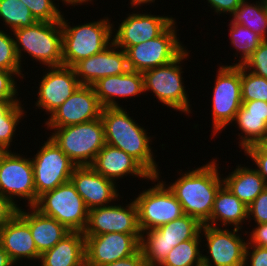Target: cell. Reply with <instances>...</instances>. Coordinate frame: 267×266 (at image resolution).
Listing matches in <instances>:
<instances>
[{
  "mask_svg": "<svg viewBox=\"0 0 267 266\" xmlns=\"http://www.w3.org/2000/svg\"><path fill=\"white\" fill-rule=\"evenodd\" d=\"M217 161L212 158L191 171L182 174L179 171L180 177L166 184L182 205L184 214L196 218L202 225L210 219L216 193L223 185Z\"/></svg>",
  "mask_w": 267,
  "mask_h": 266,
  "instance_id": "cell-1",
  "label": "cell"
},
{
  "mask_svg": "<svg viewBox=\"0 0 267 266\" xmlns=\"http://www.w3.org/2000/svg\"><path fill=\"white\" fill-rule=\"evenodd\" d=\"M129 115L122 106L102 108L105 144L125 151L152 176H157L160 170L151 147L152 137Z\"/></svg>",
  "mask_w": 267,
  "mask_h": 266,
  "instance_id": "cell-2",
  "label": "cell"
},
{
  "mask_svg": "<svg viewBox=\"0 0 267 266\" xmlns=\"http://www.w3.org/2000/svg\"><path fill=\"white\" fill-rule=\"evenodd\" d=\"M60 21L63 66L72 67L78 61L102 52L113 42L112 33L116 28L109 17L72 27L64 14Z\"/></svg>",
  "mask_w": 267,
  "mask_h": 266,
  "instance_id": "cell-3",
  "label": "cell"
},
{
  "mask_svg": "<svg viewBox=\"0 0 267 266\" xmlns=\"http://www.w3.org/2000/svg\"><path fill=\"white\" fill-rule=\"evenodd\" d=\"M13 36L21 65L25 52L44 67L63 65L61 21H37L32 26L14 30Z\"/></svg>",
  "mask_w": 267,
  "mask_h": 266,
  "instance_id": "cell-4",
  "label": "cell"
},
{
  "mask_svg": "<svg viewBox=\"0 0 267 266\" xmlns=\"http://www.w3.org/2000/svg\"><path fill=\"white\" fill-rule=\"evenodd\" d=\"M47 130L52 131L49 137L76 166H91L105 145L101 117L86 123Z\"/></svg>",
  "mask_w": 267,
  "mask_h": 266,
  "instance_id": "cell-5",
  "label": "cell"
},
{
  "mask_svg": "<svg viewBox=\"0 0 267 266\" xmlns=\"http://www.w3.org/2000/svg\"><path fill=\"white\" fill-rule=\"evenodd\" d=\"M201 228L202 224L196 218L185 214L157 229L142 232L140 249L146 266H159L180 242L202 239Z\"/></svg>",
  "mask_w": 267,
  "mask_h": 266,
  "instance_id": "cell-6",
  "label": "cell"
},
{
  "mask_svg": "<svg viewBox=\"0 0 267 266\" xmlns=\"http://www.w3.org/2000/svg\"><path fill=\"white\" fill-rule=\"evenodd\" d=\"M190 51L185 50L178 58L167 65L156 67L144 71V92L153 93V95L163 105L174 109L176 112L181 111L185 114L191 113V104L186 87L183 85L182 73L184 71L181 65L190 58ZM191 108V109H190Z\"/></svg>",
  "mask_w": 267,
  "mask_h": 266,
  "instance_id": "cell-7",
  "label": "cell"
},
{
  "mask_svg": "<svg viewBox=\"0 0 267 266\" xmlns=\"http://www.w3.org/2000/svg\"><path fill=\"white\" fill-rule=\"evenodd\" d=\"M33 207L69 231L84 232L86 229L89 210L71 180L40 195Z\"/></svg>",
  "mask_w": 267,
  "mask_h": 266,
  "instance_id": "cell-8",
  "label": "cell"
},
{
  "mask_svg": "<svg viewBox=\"0 0 267 266\" xmlns=\"http://www.w3.org/2000/svg\"><path fill=\"white\" fill-rule=\"evenodd\" d=\"M160 177L161 174L152 176L150 178L152 184L158 183L143 190L134 199L141 232L157 229L185 215L182 205Z\"/></svg>",
  "mask_w": 267,
  "mask_h": 266,
  "instance_id": "cell-9",
  "label": "cell"
},
{
  "mask_svg": "<svg viewBox=\"0 0 267 266\" xmlns=\"http://www.w3.org/2000/svg\"><path fill=\"white\" fill-rule=\"evenodd\" d=\"M212 95V134L231 125L242 105L241 66L221 65L216 72Z\"/></svg>",
  "mask_w": 267,
  "mask_h": 266,
  "instance_id": "cell-10",
  "label": "cell"
},
{
  "mask_svg": "<svg viewBox=\"0 0 267 266\" xmlns=\"http://www.w3.org/2000/svg\"><path fill=\"white\" fill-rule=\"evenodd\" d=\"M176 23L174 20L158 37L129 47L125 51L129 69L143 73L178 58L187 47L178 37Z\"/></svg>",
  "mask_w": 267,
  "mask_h": 266,
  "instance_id": "cell-11",
  "label": "cell"
},
{
  "mask_svg": "<svg viewBox=\"0 0 267 266\" xmlns=\"http://www.w3.org/2000/svg\"><path fill=\"white\" fill-rule=\"evenodd\" d=\"M0 194L18 208L21 206L17 204V198L27 200L26 207L36 204V189L30 157L11 150L0 152Z\"/></svg>",
  "mask_w": 267,
  "mask_h": 266,
  "instance_id": "cell-12",
  "label": "cell"
},
{
  "mask_svg": "<svg viewBox=\"0 0 267 266\" xmlns=\"http://www.w3.org/2000/svg\"><path fill=\"white\" fill-rule=\"evenodd\" d=\"M36 202L43 193L70 181L76 165L49 137L31 158Z\"/></svg>",
  "mask_w": 267,
  "mask_h": 266,
  "instance_id": "cell-13",
  "label": "cell"
},
{
  "mask_svg": "<svg viewBox=\"0 0 267 266\" xmlns=\"http://www.w3.org/2000/svg\"><path fill=\"white\" fill-rule=\"evenodd\" d=\"M239 230L203 224L200 235L206 238L202 241H207L203 246L208 254H202V266H245L247 240Z\"/></svg>",
  "mask_w": 267,
  "mask_h": 266,
  "instance_id": "cell-14",
  "label": "cell"
},
{
  "mask_svg": "<svg viewBox=\"0 0 267 266\" xmlns=\"http://www.w3.org/2000/svg\"><path fill=\"white\" fill-rule=\"evenodd\" d=\"M84 236L86 266H103L125 259L140 249L141 234L112 232Z\"/></svg>",
  "mask_w": 267,
  "mask_h": 266,
  "instance_id": "cell-15",
  "label": "cell"
},
{
  "mask_svg": "<svg viewBox=\"0 0 267 266\" xmlns=\"http://www.w3.org/2000/svg\"><path fill=\"white\" fill-rule=\"evenodd\" d=\"M114 203L89 210L84 235H101L118 232L141 234L138 224V210L134 200L129 204Z\"/></svg>",
  "mask_w": 267,
  "mask_h": 266,
  "instance_id": "cell-16",
  "label": "cell"
},
{
  "mask_svg": "<svg viewBox=\"0 0 267 266\" xmlns=\"http://www.w3.org/2000/svg\"><path fill=\"white\" fill-rule=\"evenodd\" d=\"M102 106L93 86L80 85L45 122L47 128H61L101 117Z\"/></svg>",
  "mask_w": 267,
  "mask_h": 266,
  "instance_id": "cell-17",
  "label": "cell"
},
{
  "mask_svg": "<svg viewBox=\"0 0 267 266\" xmlns=\"http://www.w3.org/2000/svg\"><path fill=\"white\" fill-rule=\"evenodd\" d=\"M47 70V71H46ZM39 83L35 107L49 116L81 85L72 67H48Z\"/></svg>",
  "mask_w": 267,
  "mask_h": 266,
  "instance_id": "cell-18",
  "label": "cell"
},
{
  "mask_svg": "<svg viewBox=\"0 0 267 266\" xmlns=\"http://www.w3.org/2000/svg\"><path fill=\"white\" fill-rule=\"evenodd\" d=\"M142 11L127 14V17L118 23V29L112 33L113 43L126 51L129 47L158 37L175 18Z\"/></svg>",
  "mask_w": 267,
  "mask_h": 266,
  "instance_id": "cell-19",
  "label": "cell"
},
{
  "mask_svg": "<svg viewBox=\"0 0 267 266\" xmlns=\"http://www.w3.org/2000/svg\"><path fill=\"white\" fill-rule=\"evenodd\" d=\"M72 68L79 83L89 86L101 78L124 74L130 70L126 52L113 42L102 52L78 61Z\"/></svg>",
  "mask_w": 267,
  "mask_h": 266,
  "instance_id": "cell-20",
  "label": "cell"
},
{
  "mask_svg": "<svg viewBox=\"0 0 267 266\" xmlns=\"http://www.w3.org/2000/svg\"><path fill=\"white\" fill-rule=\"evenodd\" d=\"M70 180L75 185L88 210L118 201L121 195L117 183L97 173L91 166H76ZM119 196V197H118Z\"/></svg>",
  "mask_w": 267,
  "mask_h": 266,
  "instance_id": "cell-21",
  "label": "cell"
},
{
  "mask_svg": "<svg viewBox=\"0 0 267 266\" xmlns=\"http://www.w3.org/2000/svg\"><path fill=\"white\" fill-rule=\"evenodd\" d=\"M91 167L107 179L115 182L124 176H137L150 180L152 175L125 151L105 144L98 152Z\"/></svg>",
  "mask_w": 267,
  "mask_h": 266,
  "instance_id": "cell-22",
  "label": "cell"
},
{
  "mask_svg": "<svg viewBox=\"0 0 267 266\" xmlns=\"http://www.w3.org/2000/svg\"><path fill=\"white\" fill-rule=\"evenodd\" d=\"M92 86L103 108L121 107L116 98L127 99V97L132 98L141 93L145 94L143 74L132 70L124 74L101 78Z\"/></svg>",
  "mask_w": 267,
  "mask_h": 266,
  "instance_id": "cell-23",
  "label": "cell"
},
{
  "mask_svg": "<svg viewBox=\"0 0 267 266\" xmlns=\"http://www.w3.org/2000/svg\"><path fill=\"white\" fill-rule=\"evenodd\" d=\"M0 246L15 264L22 260L39 262L41 254L37 251L30 227L18 214L0 229Z\"/></svg>",
  "mask_w": 267,
  "mask_h": 266,
  "instance_id": "cell-24",
  "label": "cell"
},
{
  "mask_svg": "<svg viewBox=\"0 0 267 266\" xmlns=\"http://www.w3.org/2000/svg\"><path fill=\"white\" fill-rule=\"evenodd\" d=\"M30 210V211H29ZM17 214L29 225L37 251L52 249L70 231L54 218L41 214L33 206L28 211L18 208Z\"/></svg>",
  "mask_w": 267,
  "mask_h": 266,
  "instance_id": "cell-25",
  "label": "cell"
},
{
  "mask_svg": "<svg viewBox=\"0 0 267 266\" xmlns=\"http://www.w3.org/2000/svg\"><path fill=\"white\" fill-rule=\"evenodd\" d=\"M39 263V266H86L84 233L70 231L52 249L40 255Z\"/></svg>",
  "mask_w": 267,
  "mask_h": 266,
  "instance_id": "cell-26",
  "label": "cell"
},
{
  "mask_svg": "<svg viewBox=\"0 0 267 266\" xmlns=\"http://www.w3.org/2000/svg\"><path fill=\"white\" fill-rule=\"evenodd\" d=\"M246 220L248 207L223 184L216 193L210 219L205 224L215 227L230 225L242 230Z\"/></svg>",
  "mask_w": 267,
  "mask_h": 266,
  "instance_id": "cell-27",
  "label": "cell"
},
{
  "mask_svg": "<svg viewBox=\"0 0 267 266\" xmlns=\"http://www.w3.org/2000/svg\"><path fill=\"white\" fill-rule=\"evenodd\" d=\"M241 164L223 177V184L247 207L267 187L265 180L255 168Z\"/></svg>",
  "mask_w": 267,
  "mask_h": 266,
  "instance_id": "cell-28",
  "label": "cell"
},
{
  "mask_svg": "<svg viewBox=\"0 0 267 266\" xmlns=\"http://www.w3.org/2000/svg\"><path fill=\"white\" fill-rule=\"evenodd\" d=\"M231 124H236L235 128H239L238 131L241 130L242 135L238 133L237 136L240 139L238 145L243 151L251 145L266 143V116L246 115V109L241 105Z\"/></svg>",
  "mask_w": 267,
  "mask_h": 266,
  "instance_id": "cell-29",
  "label": "cell"
},
{
  "mask_svg": "<svg viewBox=\"0 0 267 266\" xmlns=\"http://www.w3.org/2000/svg\"><path fill=\"white\" fill-rule=\"evenodd\" d=\"M249 1V0H248ZM244 0L231 15L234 23L249 28L263 40H267V6L265 0H258L251 4Z\"/></svg>",
  "mask_w": 267,
  "mask_h": 266,
  "instance_id": "cell-30",
  "label": "cell"
},
{
  "mask_svg": "<svg viewBox=\"0 0 267 266\" xmlns=\"http://www.w3.org/2000/svg\"><path fill=\"white\" fill-rule=\"evenodd\" d=\"M229 27L230 43L235 47L234 49H236L235 56L238 57V55H240L239 59L236 60L238 63H233L232 66L244 65L252 53L259 47L263 39L249 28L234 23L231 18Z\"/></svg>",
  "mask_w": 267,
  "mask_h": 266,
  "instance_id": "cell-31",
  "label": "cell"
},
{
  "mask_svg": "<svg viewBox=\"0 0 267 266\" xmlns=\"http://www.w3.org/2000/svg\"><path fill=\"white\" fill-rule=\"evenodd\" d=\"M0 103V151H10L20 120L25 117L23 104ZM23 106V107H22ZM22 118V119H21Z\"/></svg>",
  "mask_w": 267,
  "mask_h": 266,
  "instance_id": "cell-32",
  "label": "cell"
},
{
  "mask_svg": "<svg viewBox=\"0 0 267 266\" xmlns=\"http://www.w3.org/2000/svg\"><path fill=\"white\" fill-rule=\"evenodd\" d=\"M201 240L190 239L180 242L159 266H202Z\"/></svg>",
  "mask_w": 267,
  "mask_h": 266,
  "instance_id": "cell-33",
  "label": "cell"
},
{
  "mask_svg": "<svg viewBox=\"0 0 267 266\" xmlns=\"http://www.w3.org/2000/svg\"><path fill=\"white\" fill-rule=\"evenodd\" d=\"M0 19L9 27V32L32 26L37 20L21 0H0Z\"/></svg>",
  "mask_w": 267,
  "mask_h": 266,
  "instance_id": "cell-34",
  "label": "cell"
},
{
  "mask_svg": "<svg viewBox=\"0 0 267 266\" xmlns=\"http://www.w3.org/2000/svg\"><path fill=\"white\" fill-rule=\"evenodd\" d=\"M242 102L260 100L267 102V79L248 71L241 65Z\"/></svg>",
  "mask_w": 267,
  "mask_h": 266,
  "instance_id": "cell-35",
  "label": "cell"
},
{
  "mask_svg": "<svg viewBox=\"0 0 267 266\" xmlns=\"http://www.w3.org/2000/svg\"><path fill=\"white\" fill-rule=\"evenodd\" d=\"M12 35V32L6 33L0 30V70L13 71L20 79H23L25 75L22 73L23 68L17 57Z\"/></svg>",
  "mask_w": 267,
  "mask_h": 266,
  "instance_id": "cell-36",
  "label": "cell"
},
{
  "mask_svg": "<svg viewBox=\"0 0 267 266\" xmlns=\"http://www.w3.org/2000/svg\"><path fill=\"white\" fill-rule=\"evenodd\" d=\"M31 11L37 21H60L62 11L55 0H21Z\"/></svg>",
  "mask_w": 267,
  "mask_h": 266,
  "instance_id": "cell-37",
  "label": "cell"
},
{
  "mask_svg": "<svg viewBox=\"0 0 267 266\" xmlns=\"http://www.w3.org/2000/svg\"><path fill=\"white\" fill-rule=\"evenodd\" d=\"M15 78H18V76L13 71L0 70V103L20 102L17 97L18 87Z\"/></svg>",
  "mask_w": 267,
  "mask_h": 266,
  "instance_id": "cell-38",
  "label": "cell"
},
{
  "mask_svg": "<svg viewBox=\"0 0 267 266\" xmlns=\"http://www.w3.org/2000/svg\"><path fill=\"white\" fill-rule=\"evenodd\" d=\"M248 71L267 79V40H263L243 65Z\"/></svg>",
  "mask_w": 267,
  "mask_h": 266,
  "instance_id": "cell-39",
  "label": "cell"
},
{
  "mask_svg": "<svg viewBox=\"0 0 267 266\" xmlns=\"http://www.w3.org/2000/svg\"><path fill=\"white\" fill-rule=\"evenodd\" d=\"M244 155L247 156V159L249 157L252 162L254 161L257 166L255 169L267 185V145L265 143L251 145L244 150Z\"/></svg>",
  "mask_w": 267,
  "mask_h": 266,
  "instance_id": "cell-40",
  "label": "cell"
},
{
  "mask_svg": "<svg viewBox=\"0 0 267 266\" xmlns=\"http://www.w3.org/2000/svg\"><path fill=\"white\" fill-rule=\"evenodd\" d=\"M250 219L256 224L267 223V187L248 206V220Z\"/></svg>",
  "mask_w": 267,
  "mask_h": 266,
  "instance_id": "cell-41",
  "label": "cell"
},
{
  "mask_svg": "<svg viewBox=\"0 0 267 266\" xmlns=\"http://www.w3.org/2000/svg\"><path fill=\"white\" fill-rule=\"evenodd\" d=\"M244 265L267 266V248L251 245L247 242Z\"/></svg>",
  "mask_w": 267,
  "mask_h": 266,
  "instance_id": "cell-42",
  "label": "cell"
},
{
  "mask_svg": "<svg viewBox=\"0 0 267 266\" xmlns=\"http://www.w3.org/2000/svg\"><path fill=\"white\" fill-rule=\"evenodd\" d=\"M208 2V6H210V9H213L214 13L220 15L224 14H230V16L235 12V10L238 8V6L244 1V0H206ZM210 4V5H209Z\"/></svg>",
  "mask_w": 267,
  "mask_h": 266,
  "instance_id": "cell-43",
  "label": "cell"
},
{
  "mask_svg": "<svg viewBox=\"0 0 267 266\" xmlns=\"http://www.w3.org/2000/svg\"><path fill=\"white\" fill-rule=\"evenodd\" d=\"M253 231H249L247 242L251 245L267 248V223L256 224Z\"/></svg>",
  "mask_w": 267,
  "mask_h": 266,
  "instance_id": "cell-44",
  "label": "cell"
},
{
  "mask_svg": "<svg viewBox=\"0 0 267 266\" xmlns=\"http://www.w3.org/2000/svg\"><path fill=\"white\" fill-rule=\"evenodd\" d=\"M17 211L18 207L0 194V229L17 214Z\"/></svg>",
  "mask_w": 267,
  "mask_h": 266,
  "instance_id": "cell-45",
  "label": "cell"
},
{
  "mask_svg": "<svg viewBox=\"0 0 267 266\" xmlns=\"http://www.w3.org/2000/svg\"><path fill=\"white\" fill-rule=\"evenodd\" d=\"M242 106L246 109V115L266 116L267 123V102L254 100L242 102Z\"/></svg>",
  "mask_w": 267,
  "mask_h": 266,
  "instance_id": "cell-46",
  "label": "cell"
},
{
  "mask_svg": "<svg viewBox=\"0 0 267 266\" xmlns=\"http://www.w3.org/2000/svg\"><path fill=\"white\" fill-rule=\"evenodd\" d=\"M103 266H146V262L141 249H139L135 254L125 259L117 260Z\"/></svg>",
  "mask_w": 267,
  "mask_h": 266,
  "instance_id": "cell-47",
  "label": "cell"
},
{
  "mask_svg": "<svg viewBox=\"0 0 267 266\" xmlns=\"http://www.w3.org/2000/svg\"><path fill=\"white\" fill-rule=\"evenodd\" d=\"M16 265L7 252L0 246V266H14Z\"/></svg>",
  "mask_w": 267,
  "mask_h": 266,
  "instance_id": "cell-48",
  "label": "cell"
},
{
  "mask_svg": "<svg viewBox=\"0 0 267 266\" xmlns=\"http://www.w3.org/2000/svg\"><path fill=\"white\" fill-rule=\"evenodd\" d=\"M61 1V0H60ZM62 2V4L64 5L65 3V5L67 6H74V8H75V5L77 6L78 4L80 5H86V4H84V3H90L91 4V2H92V0H62L61 1Z\"/></svg>",
  "mask_w": 267,
  "mask_h": 266,
  "instance_id": "cell-49",
  "label": "cell"
},
{
  "mask_svg": "<svg viewBox=\"0 0 267 266\" xmlns=\"http://www.w3.org/2000/svg\"><path fill=\"white\" fill-rule=\"evenodd\" d=\"M155 0H130V5L131 7L137 9L138 7L140 6H143V5H149L150 3H154ZM137 7V8H136Z\"/></svg>",
  "mask_w": 267,
  "mask_h": 266,
  "instance_id": "cell-50",
  "label": "cell"
}]
</instances>
